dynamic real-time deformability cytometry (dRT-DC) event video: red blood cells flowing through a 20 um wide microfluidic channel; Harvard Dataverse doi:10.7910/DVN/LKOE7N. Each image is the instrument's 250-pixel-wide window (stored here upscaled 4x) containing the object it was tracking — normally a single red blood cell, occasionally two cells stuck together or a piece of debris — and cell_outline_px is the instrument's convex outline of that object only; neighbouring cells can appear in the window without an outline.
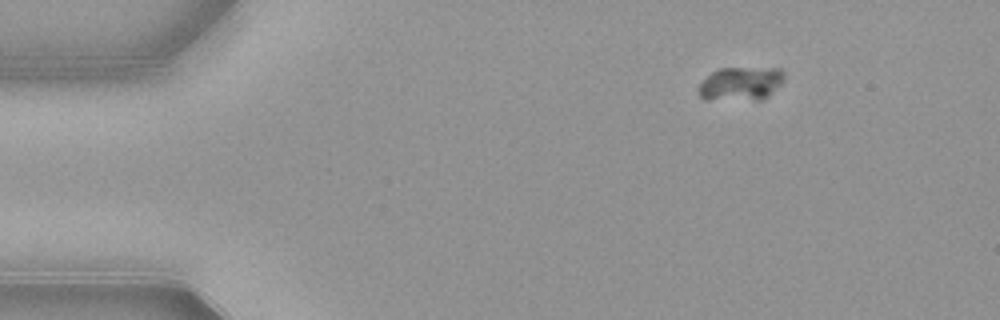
{"species": "common noctule bat (a hibernating species)", "species_latin": "Nyctalus noctula", "temperature_condition": "warm", "stored_images_in_passage": 49, "camera_frame_rate_fps": 3000, "um_per_image_px": 0.085, "animal": {"sex": "female", "body_mass_g": 21.9}, "frame": {"image": 1, "passage_image": 1, "time_ms": 0.0, "image_size_px": [1000, 320], "cell_outline_px": [[784, 80], [764, 100], [704, 100], [696, 92], [700, 84], [716, 68], [780, 68], [784, 72]], "centroid_in_image_um": [62.95, 7.13], "position_along_channel_um": 22.1, "area_um2": 17.11}}
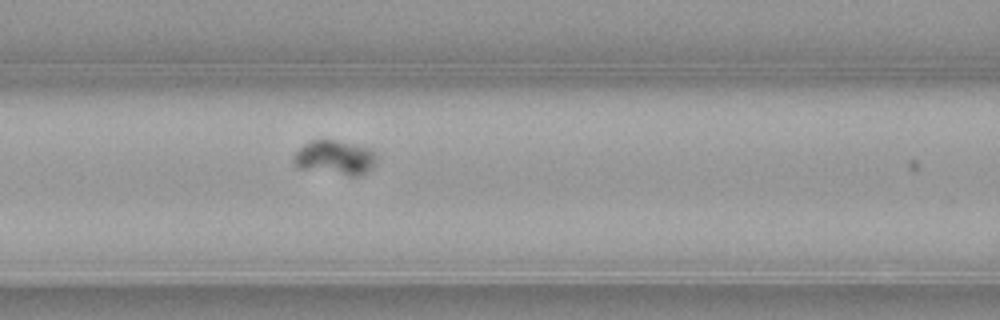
{"frame": {"image": 2, "passage_image": 17, "time_ms": 5.333, "image_size_px": [1000, 320], "cell_outline_px": [[376, 160], [372, 168], [360, 176], [348, 176], [296, 168], [292, 160], [292, 156], [304, 144], [312, 140], [336, 140], [368, 148], [376, 152]], "centroid_in_image_um": [28.45, 13.42], "position_along_channel_um": 138.2, "area_um2": 16.82}}
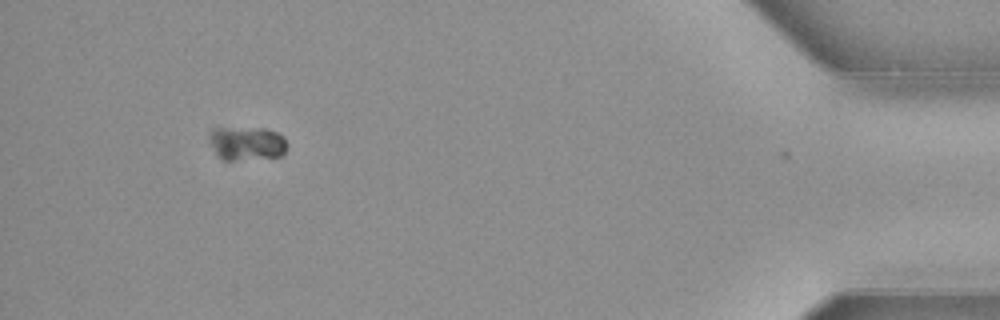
{"frame": {"image": 3, "passage_image": 45, "time_ms": 14.667, "image_size_px": [1000, 320], "cell_outline_px": [[288, 144], [284, 152], [280, 156], [232, 160], [220, 160], [208, 136], [208, 132], [212, 128], [264, 128], [276, 132], [284, 136]], "centroid_in_image_um": [20.97, 12.17], "position_along_channel_um": 414.2, "area_um2": 15.32}}